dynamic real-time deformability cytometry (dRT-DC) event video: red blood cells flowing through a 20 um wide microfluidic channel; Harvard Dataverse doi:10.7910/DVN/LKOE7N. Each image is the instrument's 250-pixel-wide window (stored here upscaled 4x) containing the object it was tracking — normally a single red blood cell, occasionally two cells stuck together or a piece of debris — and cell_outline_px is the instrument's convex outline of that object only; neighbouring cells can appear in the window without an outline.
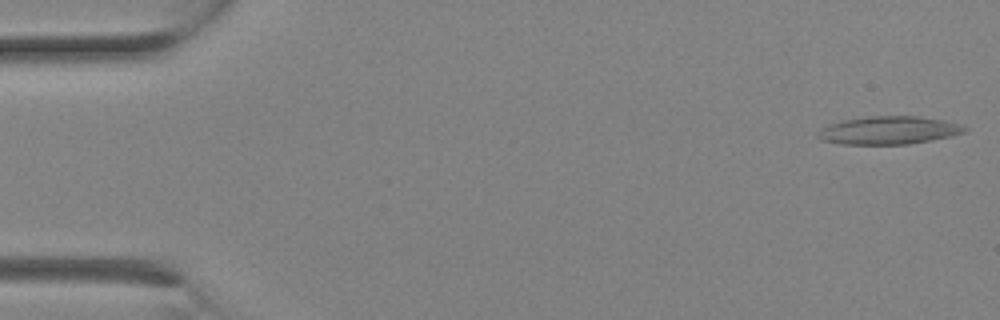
{"species": "Egyptian fruit bat (a non-hibernating species)", "species_latin": "Rousettus aegyptiacus", "temperature_condition": "room temperature", "stored_images_in_passage": 25, "camera_frame_rate_fps": 3000, "um_per_image_px": 0.085, "animal": {"sex": "female"}, "frame": {"image": 1, "passage_image": 1, "time_ms": 0.0, "image_size_px": [1000, 320], "cell_outline_px": [[968, 128], [964, 132], [948, 136], [908, 144], [840, 144], [820, 140], [816, 136], [816, 132], [820, 128], [828, 124], [844, 120], [872, 116], [920, 116], [944, 120], [964, 124]], "centroid_in_image_um": [75.5, 11.07], "position_along_channel_um": 9.5, "area_um2": 23.99}}
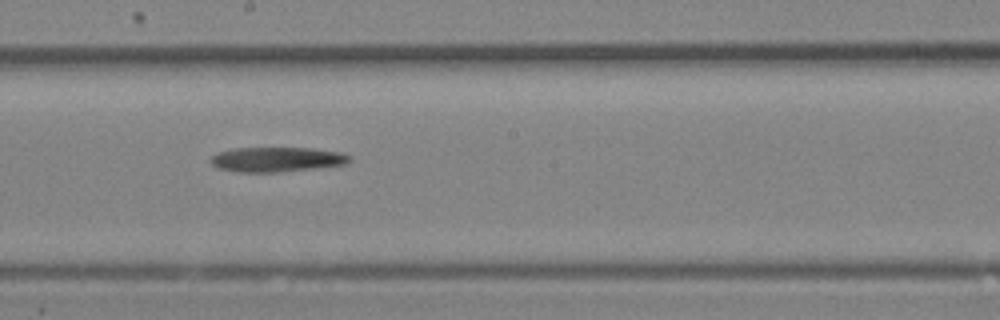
{"frame": {"image": 2, "passage_image": 14, "time_ms": 4.333, "image_size_px": [1000, 320], "cell_outline_px": [[352, 160], [348, 164], [316, 168], [280, 172], [236, 172], [216, 168], [208, 160], [216, 152], [236, 148], [312, 148], [340, 152], [352, 156]], "centroid_in_image_um": [23.52, 13.55], "position_along_channel_um": 224.7, "area_um2": 20.35}}
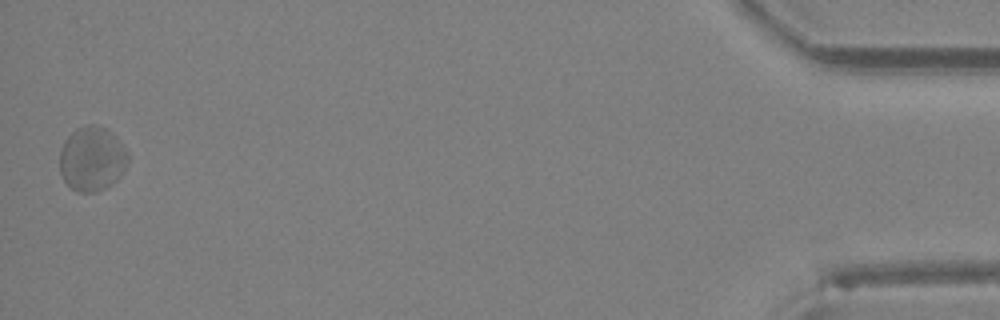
{"frame": {"image": 3, "passage_image": 25, "time_ms": 8.0, "image_size_px": [1000, 320], "cell_outline_px": [[128, 164], [120, 176], [112, 184], [96, 192], [76, 192], [64, 180], [60, 172], [60, 152], [64, 140], [76, 128], [88, 124], [96, 124], [108, 128], [116, 136], [128, 152]], "centroid_in_image_um": [7.84, 13.48], "position_along_channel_um": 427.4, "area_um2": 25.95}}